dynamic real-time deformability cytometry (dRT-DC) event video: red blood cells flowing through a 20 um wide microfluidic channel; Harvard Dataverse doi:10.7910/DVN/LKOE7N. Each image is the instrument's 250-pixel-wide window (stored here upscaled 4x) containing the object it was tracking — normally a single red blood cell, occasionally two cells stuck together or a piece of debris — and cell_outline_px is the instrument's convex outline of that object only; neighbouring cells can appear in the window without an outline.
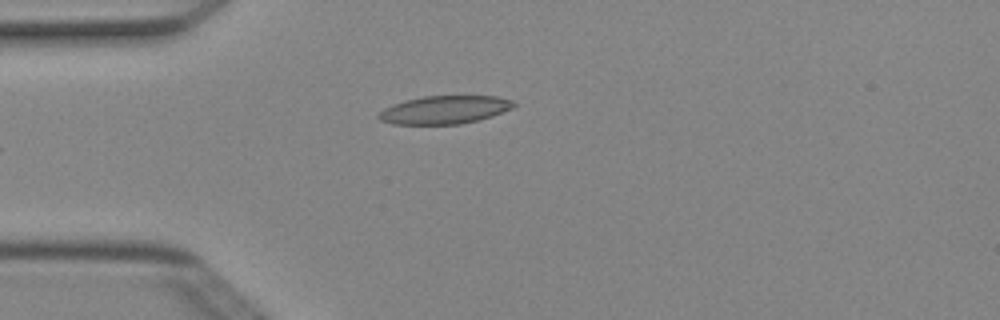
{"species": "Egyptian fruit bat (a non-hibernating species)", "species_latin": "Rousettus aegyptiacus", "temperature_condition": "cold", "stored_images_in_passage": 5, "camera_frame_rate_fps": 3000, "um_per_image_px": 0.085, "animal": {"sex": "female"}, "frame": {"image": 1, "passage_image": 5, "time_ms": 1.333, "image_size_px": [1000, 320], "cell_outline_px": [[516, 104], [512, 108], [492, 116], [480, 120], [460, 124], [392, 124], [380, 120], [376, 116], [384, 108], [392, 104], [404, 100], [424, 96], [496, 96], [512, 100]], "centroid_in_image_um": [37.77, 9.33], "position_along_channel_um": 47.2, "area_um2": 22.2}}